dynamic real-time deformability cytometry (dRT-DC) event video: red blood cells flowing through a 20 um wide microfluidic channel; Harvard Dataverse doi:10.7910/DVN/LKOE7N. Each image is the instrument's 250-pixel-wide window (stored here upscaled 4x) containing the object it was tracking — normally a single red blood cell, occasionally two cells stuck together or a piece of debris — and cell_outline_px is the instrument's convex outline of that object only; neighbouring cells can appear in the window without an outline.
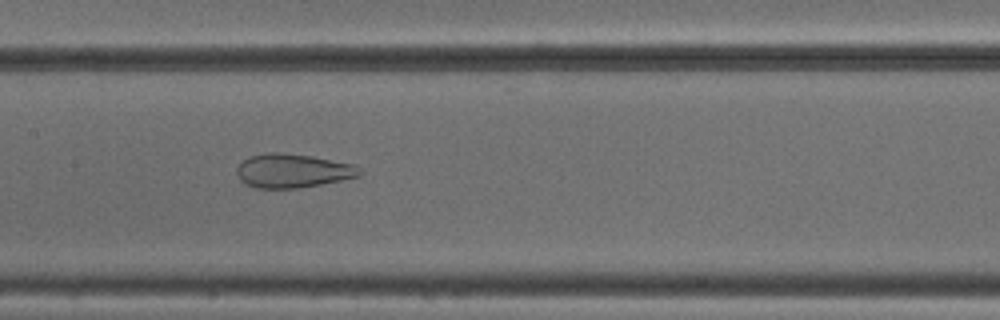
{"species": "common noctule bat (a hibernating species)", "species_latin": "Nyctalus noctula", "temperature_condition": "cold", "stored_images_in_passage": 52, "camera_frame_rate_fps": 3000, "um_per_image_px": 0.085, "animal": {"sex": "male", "body_mass_g": 18.8}, "frame": {"image": 1, "passage_image": 26, "time_ms": 8.333, "image_size_px": [1000, 320], "cell_outline_px": [[360, 176], [320, 184], [296, 188], [256, 188], [240, 180], [236, 172], [236, 168], [248, 156], [268, 152], [280, 152], [312, 156], [352, 164], [360, 168]], "centroid_in_image_um": [24.84, 14.5], "position_along_channel_um": 182.6, "area_um2": 24.04}}
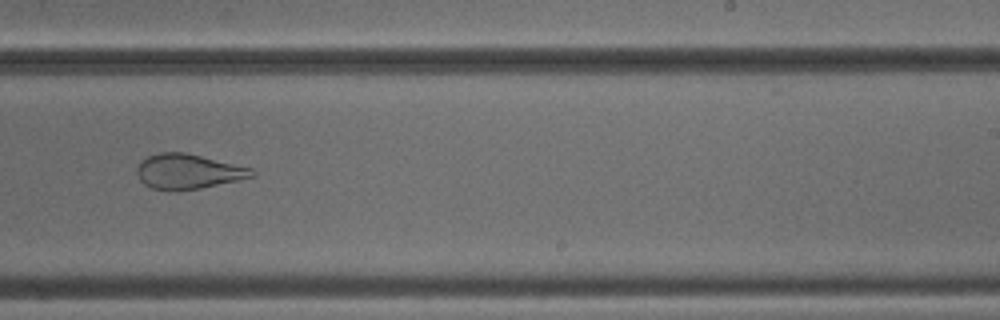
{"frame": {"image": 2, "passage_image": 33, "time_ms": 10.667, "image_size_px": [1000, 320], "cell_outline_px": [[256, 176], [200, 188], [172, 192], [152, 188], [144, 184], [140, 180], [136, 172], [136, 168], [140, 160], [148, 156], [160, 152], [184, 152], [252, 168], [256, 172]], "centroid_in_image_um": [15.96, 14.59], "position_along_channel_um": 273.0, "area_um2": 23.52}}
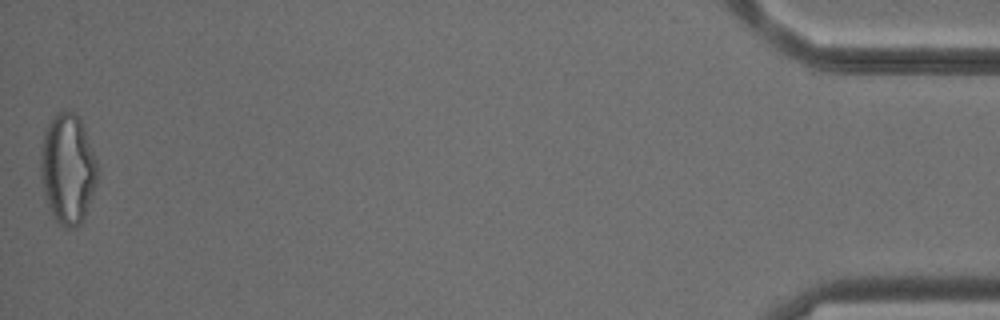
{"frame": {"image": 3, "passage_image": 52, "time_ms": 17.0, "image_size_px": [1000, 320], "cell_outline_px": [[96, 184], [84, 216], [80, 224], [76, 228], [64, 228], [56, 220], [48, 208], [44, 196], [40, 176], [40, 148], [44, 132], [48, 124], [56, 112], [72, 112], [80, 116], [84, 124], [96, 160]], "centroid_in_image_um": [5.73, 14.34], "position_along_channel_um": 429.5, "area_um2": 36.65}}